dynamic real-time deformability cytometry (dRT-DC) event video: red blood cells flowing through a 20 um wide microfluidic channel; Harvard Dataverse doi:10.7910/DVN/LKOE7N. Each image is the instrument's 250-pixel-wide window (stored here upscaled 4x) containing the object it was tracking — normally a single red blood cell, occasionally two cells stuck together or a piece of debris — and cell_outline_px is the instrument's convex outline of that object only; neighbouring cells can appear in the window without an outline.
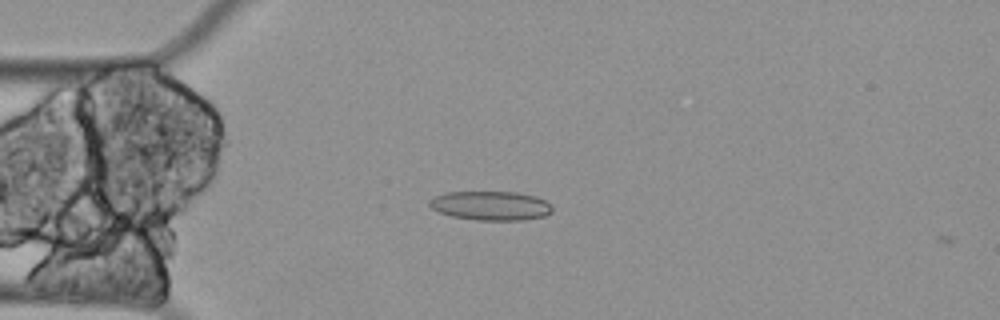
{"species": "Egyptian fruit bat (a non-hibernating species)", "species_latin": "Rousettus aegyptiacus", "temperature_condition": "cold", "stored_images_in_passage": 5, "camera_frame_rate_fps": 3000, "um_per_image_px": 0.085, "animal": {"sex": "female"}, "frame": {"image": 1, "passage_image": 2, "time_ms": 0.333, "image_size_px": [1000, 320], "cell_outline_px": [[552, 212], [544, 216], [520, 220], [476, 220], [452, 216], [440, 212], [432, 208], [428, 204], [428, 200], [444, 192], [516, 192], [536, 196], [544, 200], [552, 208]], "centroid_in_image_um": [41.69, 17.48], "position_along_channel_um": 43.3, "area_um2": 20.75}}